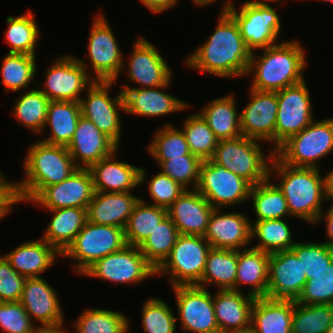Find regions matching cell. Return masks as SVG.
<instances>
[{"label": "cell", "instance_id": "1", "mask_svg": "<svg viewBox=\"0 0 333 333\" xmlns=\"http://www.w3.org/2000/svg\"><path fill=\"white\" fill-rule=\"evenodd\" d=\"M218 19L210 37L189 54L184 63L192 70L218 78L245 77L252 52L247 48L237 22L228 11L219 12Z\"/></svg>", "mask_w": 333, "mask_h": 333}, {"label": "cell", "instance_id": "2", "mask_svg": "<svg viewBox=\"0 0 333 333\" xmlns=\"http://www.w3.org/2000/svg\"><path fill=\"white\" fill-rule=\"evenodd\" d=\"M261 50L260 55L255 51L251 53L246 74H253L251 89L277 92L305 80L306 51L298 39L282 41Z\"/></svg>", "mask_w": 333, "mask_h": 333}, {"label": "cell", "instance_id": "3", "mask_svg": "<svg viewBox=\"0 0 333 333\" xmlns=\"http://www.w3.org/2000/svg\"><path fill=\"white\" fill-rule=\"evenodd\" d=\"M320 171L318 168L289 166L274 155L269 178H279L280 183L274 180L273 182L286 198L293 219L300 218L314 225L324 210L322 203H326L325 176H322Z\"/></svg>", "mask_w": 333, "mask_h": 333}, {"label": "cell", "instance_id": "4", "mask_svg": "<svg viewBox=\"0 0 333 333\" xmlns=\"http://www.w3.org/2000/svg\"><path fill=\"white\" fill-rule=\"evenodd\" d=\"M24 179L17 182L20 201L29 203L45 186L60 183L76 169L66 146L51 145L41 140L28 147L23 160Z\"/></svg>", "mask_w": 333, "mask_h": 333}, {"label": "cell", "instance_id": "5", "mask_svg": "<svg viewBox=\"0 0 333 333\" xmlns=\"http://www.w3.org/2000/svg\"><path fill=\"white\" fill-rule=\"evenodd\" d=\"M260 143L259 140L245 136L219 140L211 160L254 186L269 178L270 165L275 155L273 150L268 151V156L265 155Z\"/></svg>", "mask_w": 333, "mask_h": 333}, {"label": "cell", "instance_id": "6", "mask_svg": "<svg viewBox=\"0 0 333 333\" xmlns=\"http://www.w3.org/2000/svg\"><path fill=\"white\" fill-rule=\"evenodd\" d=\"M333 152V118L313 120L305 129L291 136L275 155L292 167L318 168V161Z\"/></svg>", "mask_w": 333, "mask_h": 333}, {"label": "cell", "instance_id": "7", "mask_svg": "<svg viewBox=\"0 0 333 333\" xmlns=\"http://www.w3.org/2000/svg\"><path fill=\"white\" fill-rule=\"evenodd\" d=\"M211 248L203 236L179 234L169 256L156 269V275L168 276L171 287L198 285Z\"/></svg>", "mask_w": 333, "mask_h": 333}, {"label": "cell", "instance_id": "8", "mask_svg": "<svg viewBox=\"0 0 333 333\" xmlns=\"http://www.w3.org/2000/svg\"><path fill=\"white\" fill-rule=\"evenodd\" d=\"M236 8L226 0L221 11H228L237 22L247 48L254 52L279 44L281 20L272 5H250L243 3Z\"/></svg>", "mask_w": 333, "mask_h": 333}, {"label": "cell", "instance_id": "9", "mask_svg": "<svg viewBox=\"0 0 333 333\" xmlns=\"http://www.w3.org/2000/svg\"><path fill=\"white\" fill-rule=\"evenodd\" d=\"M122 52L104 14L94 15L89 33L88 55H86L91 66L85 62L86 60L77 57L80 64L87 72L88 66L92 68L94 81L117 82L124 62Z\"/></svg>", "mask_w": 333, "mask_h": 333}, {"label": "cell", "instance_id": "10", "mask_svg": "<svg viewBox=\"0 0 333 333\" xmlns=\"http://www.w3.org/2000/svg\"><path fill=\"white\" fill-rule=\"evenodd\" d=\"M126 245L123 228L87 221L62 256L74 260L73 271L82 274L95 261Z\"/></svg>", "mask_w": 333, "mask_h": 333}, {"label": "cell", "instance_id": "11", "mask_svg": "<svg viewBox=\"0 0 333 333\" xmlns=\"http://www.w3.org/2000/svg\"><path fill=\"white\" fill-rule=\"evenodd\" d=\"M81 275L119 284H138L157 276L155 267L144 257L139 246L126 245L88 267Z\"/></svg>", "mask_w": 333, "mask_h": 333}, {"label": "cell", "instance_id": "12", "mask_svg": "<svg viewBox=\"0 0 333 333\" xmlns=\"http://www.w3.org/2000/svg\"><path fill=\"white\" fill-rule=\"evenodd\" d=\"M114 83L94 81L86 90V96L81 97L80 106L81 115L92 121L101 132L120 147L122 136L120 112L125 109L122 92L118 91L119 93L114 97L110 94Z\"/></svg>", "mask_w": 333, "mask_h": 333}, {"label": "cell", "instance_id": "13", "mask_svg": "<svg viewBox=\"0 0 333 333\" xmlns=\"http://www.w3.org/2000/svg\"><path fill=\"white\" fill-rule=\"evenodd\" d=\"M251 185L211 159L203 161L200 167L196 190L214 209L237 206L249 201Z\"/></svg>", "mask_w": 333, "mask_h": 333}, {"label": "cell", "instance_id": "14", "mask_svg": "<svg viewBox=\"0 0 333 333\" xmlns=\"http://www.w3.org/2000/svg\"><path fill=\"white\" fill-rule=\"evenodd\" d=\"M276 93L278 111L275 126V151L314 120V110L305 80Z\"/></svg>", "mask_w": 333, "mask_h": 333}, {"label": "cell", "instance_id": "15", "mask_svg": "<svg viewBox=\"0 0 333 333\" xmlns=\"http://www.w3.org/2000/svg\"><path fill=\"white\" fill-rule=\"evenodd\" d=\"M90 72L91 70L87 72L74 55L59 56L44 72L45 81L39 90L50 101L80 102L81 93L94 83Z\"/></svg>", "mask_w": 333, "mask_h": 333}, {"label": "cell", "instance_id": "16", "mask_svg": "<svg viewBox=\"0 0 333 333\" xmlns=\"http://www.w3.org/2000/svg\"><path fill=\"white\" fill-rule=\"evenodd\" d=\"M160 54L150 41L139 36L133 43L128 66L126 67L123 62L121 69L122 73L128 68L127 78L138 86H129L125 83L120 91L123 92L127 88H153L167 85L173 78V70Z\"/></svg>", "mask_w": 333, "mask_h": 333}, {"label": "cell", "instance_id": "17", "mask_svg": "<svg viewBox=\"0 0 333 333\" xmlns=\"http://www.w3.org/2000/svg\"><path fill=\"white\" fill-rule=\"evenodd\" d=\"M176 309L180 320V327L185 332L220 333L213 306V295L207 288L197 285L176 286Z\"/></svg>", "mask_w": 333, "mask_h": 333}, {"label": "cell", "instance_id": "18", "mask_svg": "<svg viewBox=\"0 0 333 333\" xmlns=\"http://www.w3.org/2000/svg\"><path fill=\"white\" fill-rule=\"evenodd\" d=\"M95 193L93 178L87 168H77L60 183L45 186L29 203L47 210L85 208Z\"/></svg>", "mask_w": 333, "mask_h": 333}, {"label": "cell", "instance_id": "19", "mask_svg": "<svg viewBox=\"0 0 333 333\" xmlns=\"http://www.w3.org/2000/svg\"><path fill=\"white\" fill-rule=\"evenodd\" d=\"M250 101L240 112L242 136L272 144L275 152L277 93L249 88Z\"/></svg>", "mask_w": 333, "mask_h": 333}, {"label": "cell", "instance_id": "20", "mask_svg": "<svg viewBox=\"0 0 333 333\" xmlns=\"http://www.w3.org/2000/svg\"><path fill=\"white\" fill-rule=\"evenodd\" d=\"M306 282L301 260L291 249L270 254L266 297L296 301Z\"/></svg>", "mask_w": 333, "mask_h": 333}, {"label": "cell", "instance_id": "21", "mask_svg": "<svg viewBox=\"0 0 333 333\" xmlns=\"http://www.w3.org/2000/svg\"><path fill=\"white\" fill-rule=\"evenodd\" d=\"M19 302L31 320L40 323V327L65 324L57 292L43 277L26 278Z\"/></svg>", "mask_w": 333, "mask_h": 333}, {"label": "cell", "instance_id": "22", "mask_svg": "<svg viewBox=\"0 0 333 333\" xmlns=\"http://www.w3.org/2000/svg\"><path fill=\"white\" fill-rule=\"evenodd\" d=\"M117 153L118 150L89 168L95 191L133 192L147 180V168L116 160Z\"/></svg>", "mask_w": 333, "mask_h": 333}, {"label": "cell", "instance_id": "23", "mask_svg": "<svg viewBox=\"0 0 333 333\" xmlns=\"http://www.w3.org/2000/svg\"><path fill=\"white\" fill-rule=\"evenodd\" d=\"M120 147L101 132L92 121L81 116L77 128L67 149L77 168L89 169Z\"/></svg>", "mask_w": 333, "mask_h": 333}, {"label": "cell", "instance_id": "24", "mask_svg": "<svg viewBox=\"0 0 333 333\" xmlns=\"http://www.w3.org/2000/svg\"><path fill=\"white\" fill-rule=\"evenodd\" d=\"M214 209L204 238L212 248L242 250L249 248L251 240V220L242 212H220ZM247 246V247H246Z\"/></svg>", "mask_w": 333, "mask_h": 333}, {"label": "cell", "instance_id": "25", "mask_svg": "<svg viewBox=\"0 0 333 333\" xmlns=\"http://www.w3.org/2000/svg\"><path fill=\"white\" fill-rule=\"evenodd\" d=\"M172 83L153 88H127L123 94L124 112L134 116L160 117L189 109L190 104L176 96L165 93Z\"/></svg>", "mask_w": 333, "mask_h": 333}, {"label": "cell", "instance_id": "26", "mask_svg": "<svg viewBox=\"0 0 333 333\" xmlns=\"http://www.w3.org/2000/svg\"><path fill=\"white\" fill-rule=\"evenodd\" d=\"M213 306L220 333H242L251 327V310L256 297L247 291L217 290Z\"/></svg>", "mask_w": 333, "mask_h": 333}, {"label": "cell", "instance_id": "27", "mask_svg": "<svg viewBox=\"0 0 333 333\" xmlns=\"http://www.w3.org/2000/svg\"><path fill=\"white\" fill-rule=\"evenodd\" d=\"M214 208L196 190L186 191L167 209L179 234L204 236Z\"/></svg>", "mask_w": 333, "mask_h": 333}, {"label": "cell", "instance_id": "28", "mask_svg": "<svg viewBox=\"0 0 333 333\" xmlns=\"http://www.w3.org/2000/svg\"><path fill=\"white\" fill-rule=\"evenodd\" d=\"M131 193L95 191L87 207V221L124 229L134 206L140 200V197Z\"/></svg>", "mask_w": 333, "mask_h": 333}, {"label": "cell", "instance_id": "29", "mask_svg": "<svg viewBox=\"0 0 333 333\" xmlns=\"http://www.w3.org/2000/svg\"><path fill=\"white\" fill-rule=\"evenodd\" d=\"M3 256L25 278H39L62 254L40 237L38 240L23 242Z\"/></svg>", "mask_w": 333, "mask_h": 333}, {"label": "cell", "instance_id": "30", "mask_svg": "<svg viewBox=\"0 0 333 333\" xmlns=\"http://www.w3.org/2000/svg\"><path fill=\"white\" fill-rule=\"evenodd\" d=\"M294 300L256 298L251 310L254 333H292Z\"/></svg>", "mask_w": 333, "mask_h": 333}, {"label": "cell", "instance_id": "31", "mask_svg": "<svg viewBox=\"0 0 333 333\" xmlns=\"http://www.w3.org/2000/svg\"><path fill=\"white\" fill-rule=\"evenodd\" d=\"M270 254L252 247L237 250L235 290L242 292L248 285V294L256 298L266 297Z\"/></svg>", "mask_w": 333, "mask_h": 333}, {"label": "cell", "instance_id": "32", "mask_svg": "<svg viewBox=\"0 0 333 333\" xmlns=\"http://www.w3.org/2000/svg\"><path fill=\"white\" fill-rule=\"evenodd\" d=\"M47 211L53 216L41 238L62 254L87 222V209L69 207Z\"/></svg>", "mask_w": 333, "mask_h": 333}, {"label": "cell", "instance_id": "33", "mask_svg": "<svg viewBox=\"0 0 333 333\" xmlns=\"http://www.w3.org/2000/svg\"><path fill=\"white\" fill-rule=\"evenodd\" d=\"M230 94L211 100L198 111L219 140L242 136L236 98Z\"/></svg>", "mask_w": 333, "mask_h": 333}, {"label": "cell", "instance_id": "34", "mask_svg": "<svg viewBox=\"0 0 333 333\" xmlns=\"http://www.w3.org/2000/svg\"><path fill=\"white\" fill-rule=\"evenodd\" d=\"M81 116L80 102L50 101L43 132L49 126V132L51 133L41 141L51 145L67 147L74 136Z\"/></svg>", "mask_w": 333, "mask_h": 333}, {"label": "cell", "instance_id": "35", "mask_svg": "<svg viewBox=\"0 0 333 333\" xmlns=\"http://www.w3.org/2000/svg\"><path fill=\"white\" fill-rule=\"evenodd\" d=\"M236 271L237 250L211 248L207 255L204 273L197 286L208 288V284H212L218 290H235Z\"/></svg>", "mask_w": 333, "mask_h": 333}, {"label": "cell", "instance_id": "36", "mask_svg": "<svg viewBox=\"0 0 333 333\" xmlns=\"http://www.w3.org/2000/svg\"><path fill=\"white\" fill-rule=\"evenodd\" d=\"M249 201H253V211L256 217L254 221L291 217L287 200L278 186L272 182V178L251 186Z\"/></svg>", "mask_w": 333, "mask_h": 333}, {"label": "cell", "instance_id": "37", "mask_svg": "<svg viewBox=\"0 0 333 333\" xmlns=\"http://www.w3.org/2000/svg\"><path fill=\"white\" fill-rule=\"evenodd\" d=\"M167 216V209L140 198L124 228L126 244L140 246Z\"/></svg>", "mask_w": 333, "mask_h": 333}, {"label": "cell", "instance_id": "38", "mask_svg": "<svg viewBox=\"0 0 333 333\" xmlns=\"http://www.w3.org/2000/svg\"><path fill=\"white\" fill-rule=\"evenodd\" d=\"M23 15L8 16L7 29L4 32L5 42L11 47L7 53L27 54L36 56L38 39L41 34L33 12L27 10Z\"/></svg>", "mask_w": 333, "mask_h": 333}, {"label": "cell", "instance_id": "39", "mask_svg": "<svg viewBox=\"0 0 333 333\" xmlns=\"http://www.w3.org/2000/svg\"><path fill=\"white\" fill-rule=\"evenodd\" d=\"M284 219L251 220V240L256 238L258 244L252 248L269 254L278 251L290 250L297 241L292 238V231Z\"/></svg>", "mask_w": 333, "mask_h": 333}, {"label": "cell", "instance_id": "40", "mask_svg": "<svg viewBox=\"0 0 333 333\" xmlns=\"http://www.w3.org/2000/svg\"><path fill=\"white\" fill-rule=\"evenodd\" d=\"M124 313L101 308H87L74 319L75 333H128L130 320Z\"/></svg>", "mask_w": 333, "mask_h": 333}, {"label": "cell", "instance_id": "41", "mask_svg": "<svg viewBox=\"0 0 333 333\" xmlns=\"http://www.w3.org/2000/svg\"><path fill=\"white\" fill-rule=\"evenodd\" d=\"M37 59L33 55L8 53L2 59L1 83L8 92L27 89L37 73Z\"/></svg>", "mask_w": 333, "mask_h": 333}, {"label": "cell", "instance_id": "42", "mask_svg": "<svg viewBox=\"0 0 333 333\" xmlns=\"http://www.w3.org/2000/svg\"><path fill=\"white\" fill-rule=\"evenodd\" d=\"M50 100L38 89L25 91L13 103V114L17 121L36 135L43 132Z\"/></svg>", "mask_w": 333, "mask_h": 333}, {"label": "cell", "instance_id": "43", "mask_svg": "<svg viewBox=\"0 0 333 333\" xmlns=\"http://www.w3.org/2000/svg\"><path fill=\"white\" fill-rule=\"evenodd\" d=\"M181 130L185 134L189 150L193 155L203 161L213 157L219 139L199 112L187 115Z\"/></svg>", "mask_w": 333, "mask_h": 333}, {"label": "cell", "instance_id": "44", "mask_svg": "<svg viewBox=\"0 0 333 333\" xmlns=\"http://www.w3.org/2000/svg\"><path fill=\"white\" fill-rule=\"evenodd\" d=\"M179 236L178 229L166 216L139 246L144 257L157 269L169 256Z\"/></svg>", "mask_w": 333, "mask_h": 333}, {"label": "cell", "instance_id": "45", "mask_svg": "<svg viewBox=\"0 0 333 333\" xmlns=\"http://www.w3.org/2000/svg\"><path fill=\"white\" fill-rule=\"evenodd\" d=\"M147 150L155 161H167L182 155H193L181 128L178 129L171 123L165 124L155 132Z\"/></svg>", "mask_w": 333, "mask_h": 333}, {"label": "cell", "instance_id": "46", "mask_svg": "<svg viewBox=\"0 0 333 333\" xmlns=\"http://www.w3.org/2000/svg\"><path fill=\"white\" fill-rule=\"evenodd\" d=\"M333 320V305H303L294 301L292 333H327Z\"/></svg>", "mask_w": 333, "mask_h": 333}, {"label": "cell", "instance_id": "47", "mask_svg": "<svg viewBox=\"0 0 333 333\" xmlns=\"http://www.w3.org/2000/svg\"><path fill=\"white\" fill-rule=\"evenodd\" d=\"M161 298L149 297L142 306V327L146 333H176V315Z\"/></svg>", "mask_w": 333, "mask_h": 333}, {"label": "cell", "instance_id": "48", "mask_svg": "<svg viewBox=\"0 0 333 333\" xmlns=\"http://www.w3.org/2000/svg\"><path fill=\"white\" fill-rule=\"evenodd\" d=\"M160 172L181 184L185 189H196L203 160L196 155H182L167 161H156ZM191 187V188H190Z\"/></svg>", "mask_w": 333, "mask_h": 333}, {"label": "cell", "instance_id": "49", "mask_svg": "<svg viewBox=\"0 0 333 333\" xmlns=\"http://www.w3.org/2000/svg\"><path fill=\"white\" fill-rule=\"evenodd\" d=\"M303 305H333V261L324 269L311 275L295 301Z\"/></svg>", "mask_w": 333, "mask_h": 333}, {"label": "cell", "instance_id": "50", "mask_svg": "<svg viewBox=\"0 0 333 333\" xmlns=\"http://www.w3.org/2000/svg\"><path fill=\"white\" fill-rule=\"evenodd\" d=\"M291 250L301 260L307 280L311 279L312 274L324 269L333 261V247L324 242H301L300 240Z\"/></svg>", "mask_w": 333, "mask_h": 333}, {"label": "cell", "instance_id": "51", "mask_svg": "<svg viewBox=\"0 0 333 333\" xmlns=\"http://www.w3.org/2000/svg\"><path fill=\"white\" fill-rule=\"evenodd\" d=\"M185 191L181 184L159 172L149 180L148 192L154 201L149 204L168 209Z\"/></svg>", "mask_w": 333, "mask_h": 333}, {"label": "cell", "instance_id": "52", "mask_svg": "<svg viewBox=\"0 0 333 333\" xmlns=\"http://www.w3.org/2000/svg\"><path fill=\"white\" fill-rule=\"evenodd\" d=\"M26 278L0 256V302L20 301Z\"/></svg>", "mask_w": 333, "mask_h": 333}, {"label": "cell", "instance_id": "53", "mask_svg": "<svg viewBox=\"0 0 333 333\" xmlns=\"http://www.w3.org/2000/svg\"><path fill=\"white\" fill-rule=\"evenodd\" d=\"M20 204V198L17 191V182L6 179L0 170V221L12 212L15 204Z\"/></svg>", "mask_w": 333, "mask_h": 333}, {"label": "cell", "instance_id": "54", "mask_svg": "<svg viewBox=\"0 0 333 333\" xmlns=\"http://www.w3.org/2000/svg\"><path fill=\"white\" fill-rule=\"evenodd\" d=\"M179 0H140L146 8L154 14H162L165 11H168L172 7L174 8Z\"/></svg>", "mask_w": 333, "mask_h": 333}, {"label": "cell", "instance_id": "55", "mask_svg": "<svg viewBox=\"0 0 333 333\" xmlns=\"http://www.w3.org/2000/svg\"><path fill=\"white\" fill-rule=\"evenodd\" d=\"M322 220H324L325 222V227H326V237L328 238V240L324 243H326L327 245H329L330 247H333V205H330L328 207V210H326L324 212V210L320 213V215L318 216L316 222L314 225L320 223Z\"/></svg>", "mask_w": 333, "mask_h": 333}, {"label": "cell", "instance_id": "56", "mask_svg": "<svg viewBox=\"0 0 333 333\" xmlns=\"http://www.w3.org/2000/svg\"><path fill=\"white\" fill-rule=\"evenodd\" d=\"M325 176V197L326 202H331L333 205V169L329 171Z\"/></svg>", "mask_w": 333, "mask_h": 333}, {"label": "cell", "instance_id": "57", "mask_svg": "<svg viewBox=\"0 0 333 333\" xmlns=\"http://www.w3.org/2000/svg\"><path fill=\"white\" fill-rule=\"evenodd\" d=\"M64 328V324L59 326H47V327H40L38 326L35 333H68Z\"/></svg>", "mask_w": 333, "mask_h": 333}, {"label": "cell", "instance_id": "58", "mask_svg": "<svg viewBox=\"0 0 333 333\" xmlns=\"http://www.w3.org/2000/svg\"><path fill=\"white\" fill-rule=\"evenodd\" d=\"M280 0H249L245 1L244 3H248L250 5H269L270 2H279ZM282 2H285V0H281ZM269 2V3H268Z\"/></svg>", "mask_w": 333, "mask_h": 333}, {"label": "cell", "instance_id": "59", "mask_svg": "<svg viewBox=\"0 0 333 333\" xmlns=\"http://www.w3.org/2000/svg\"><path fill=\"white\" fill-rule=\"evenodd\" d=\"M218 0H192V2L196 5V6H210V4L212 5L214 2H217Z\"/></svg>", "mask_w": 333, "mask_h": 333}, {"label": "cell", "instance_id": "60", "mask_svg": "<svg viewBox=\"0 0 333 333\" xmlns=\"http://www.w3.org/2000/svg\"><path fill=\"white\" fill-rule=\"evenodd\" d=\"M327 333H333V320L331 321V324L329 326V329H328Z\"/></svg>", "mask_w": 333, "mask_h": 333}, {"label": "cell", "instance_id": "61", "mask_svg": "<svg viewBox=\"0 0 333 333\" xmlns=\"http://www.w3.org/2000/svg\"><path fill=\"white\" fill-rule=\"evenodd\" d=\"M317 1H319V0H317ZM320 1H324V2H331V3H333V0H320Z\"/></svg>", "mask_w": 333, "mask_h": 333}, {"label": "cell", "instance_id": "62", "mask_svg": "<svg viewBox=\"0 0 333 333\" xmlns=\"http://www.w3.org/2000/svg\"><path fill=\"white\" fill-rule=\"evenodd\" d=\"M242 333H254V332H252L251 330H249V331H245V332H242Z\"/></svg>", "mask_w": 333, "mask_h": 333}]
</instances>
